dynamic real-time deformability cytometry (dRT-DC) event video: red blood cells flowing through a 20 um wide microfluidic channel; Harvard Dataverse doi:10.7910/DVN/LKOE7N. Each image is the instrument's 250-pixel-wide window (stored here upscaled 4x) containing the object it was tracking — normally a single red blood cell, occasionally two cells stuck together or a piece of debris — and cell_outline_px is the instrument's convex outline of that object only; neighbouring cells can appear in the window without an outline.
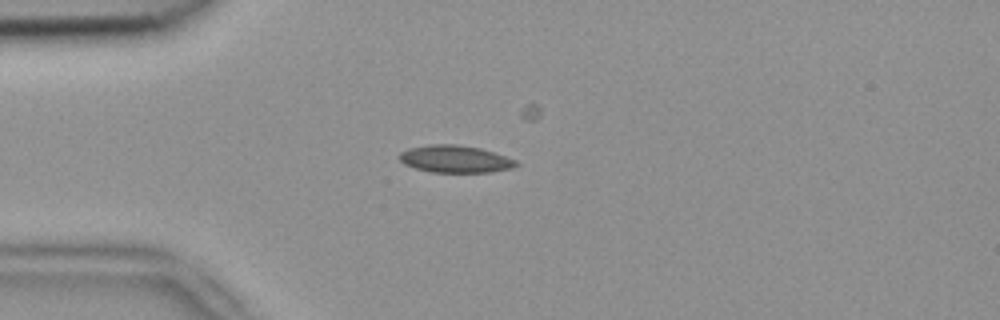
{"species": "common noctule bat (a hibernating species)", "species_latin": "Nyctalus noctula", "temperature_condition": "room temperature", "stored_images_in_passage": 2, "camera_frame_rate_fps": 3000, "um_per_image_px": 0.085, "animal": {"sex": "female", "body_mass_g": 18.4}, "frame": {"image": 1, "passage_image": 2, "time_ms": 0.333, "image_size_px": [1000, 320], "cell_outline_px": [[520, 164], [512, 168], [488, 172], [432, 172], [416, 168], [404, 164], [400, 160], [400, 152], [408, 148], [432, 144], [456, 144], [480, 148], [516, 160]], "centroid_in_image_um": [38.68, 13.51], "position_along_channel_um": 46.3, "area_um2": 18.38}}